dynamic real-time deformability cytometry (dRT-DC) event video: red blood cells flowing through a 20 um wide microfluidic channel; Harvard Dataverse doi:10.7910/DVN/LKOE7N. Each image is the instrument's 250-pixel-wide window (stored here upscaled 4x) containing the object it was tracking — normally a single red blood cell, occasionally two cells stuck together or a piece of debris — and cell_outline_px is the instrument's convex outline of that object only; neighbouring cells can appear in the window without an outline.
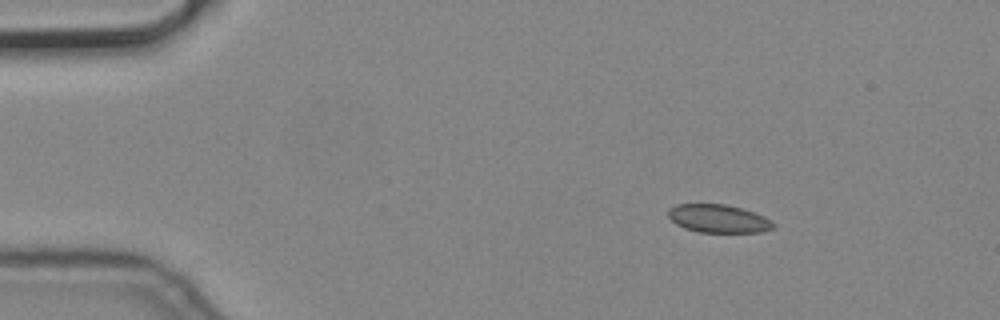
{"species": "common noctule bat (a hibernating species)", "species_latin": "Nyctalus noctula", "temperature_condition": "cold", "stored_images_in_passage": 2, "camera_frame_rate_fps": 3000, "um_per_image_px": 0.085, "animal": {"sex": "male", "body_mass_g": 19.2, "forearm_length_mm": 51.8}, "frame": {"image": 1, "passage_image": 2, "time_ms": 0.333, "image_size_px": [1000, 320], "cell_outline_px": [[776, 228], [764, 232], [700, 232], [684, 228], [676, 224], [668, 216], [668, 208], [676, 204], [724, 204], [740, 208], [764, 216], [776, 224]], "centroid_in_image_um": [61.07, 18.59], "position_along_channel_um": 23.9, "area_um2": 17.28}}